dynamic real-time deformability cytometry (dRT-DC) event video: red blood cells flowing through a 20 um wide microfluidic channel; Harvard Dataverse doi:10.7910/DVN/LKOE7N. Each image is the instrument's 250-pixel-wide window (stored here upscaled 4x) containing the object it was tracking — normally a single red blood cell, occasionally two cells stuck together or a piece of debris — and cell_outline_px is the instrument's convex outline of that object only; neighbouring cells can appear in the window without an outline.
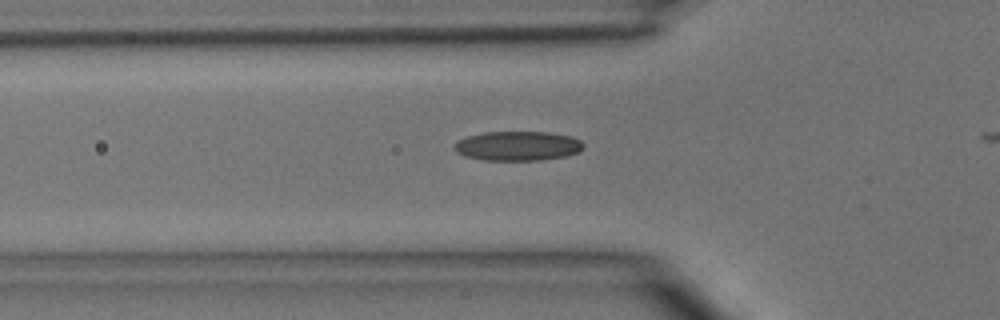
{"species": "common noctule bat (a hibernating species)", "species_latin": "Nyctalus noctula", "temperature_condition": "room temperature", "stored_images_in_passage": 4, "camera_frame_rate_fps": 3000, "um_per_image_px": 0.085, "animal": {"sex": "male", "body_mass_g": 15.6}, "frame": {"image": 1, "passage_image": 3, "time_ms": 0.667, "image_size_px": [1000, 320], "cell_outline_px": [[584, 148], [580, 152], [564, 156], [540, 160], [484, 160], [464, 156], [456, 152], [452, 148], [452, 144], [456, 140], [468, 136], [484, 132], [548, 132], [572, 136], [580, 140], [584, 144]], "centroid_in_image_um": [43.98, 12.4], "position_along_channel_um": 81.8, "area_um2": 22.43}}